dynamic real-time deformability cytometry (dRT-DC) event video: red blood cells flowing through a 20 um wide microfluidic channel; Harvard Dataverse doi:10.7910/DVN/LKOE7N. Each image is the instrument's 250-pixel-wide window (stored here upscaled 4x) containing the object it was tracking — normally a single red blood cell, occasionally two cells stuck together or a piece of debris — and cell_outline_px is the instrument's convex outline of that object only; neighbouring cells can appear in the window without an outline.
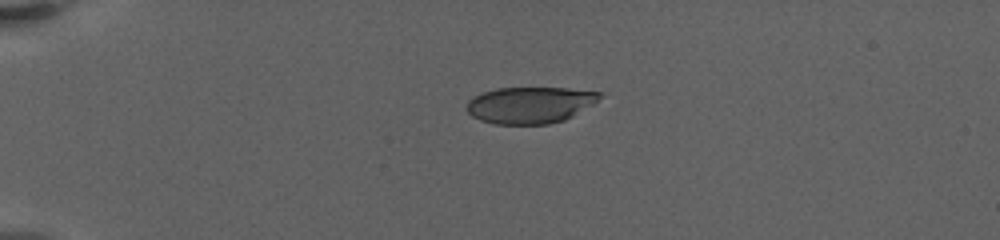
{"species": "human", "species_latin": "Homo sapiens", "temperature_condition": "warm", "stored_images_in_passage": 9, "camera_frame_rate_fps": 3000, "um_per_image_px": 0.085, "donor": {"sex": "female"}, "frame": {"image": 1, "passage_image": 1, "time_ms": 0.0, "image_size_px": [1000, 240], "cell_outline_px": [[600, 96], [592, 104], [572, 116], [564, 120], [548, 124], [492, 124], [480, 120], [472, 116], [464, 108], [468, 100], [472, 96], [496, 88], [568, 88], [600, 92]], "centroid_in_image_um": [44.98, 8.93], "position_along_channel_um": 40.0, "area_um2": 28.26}}